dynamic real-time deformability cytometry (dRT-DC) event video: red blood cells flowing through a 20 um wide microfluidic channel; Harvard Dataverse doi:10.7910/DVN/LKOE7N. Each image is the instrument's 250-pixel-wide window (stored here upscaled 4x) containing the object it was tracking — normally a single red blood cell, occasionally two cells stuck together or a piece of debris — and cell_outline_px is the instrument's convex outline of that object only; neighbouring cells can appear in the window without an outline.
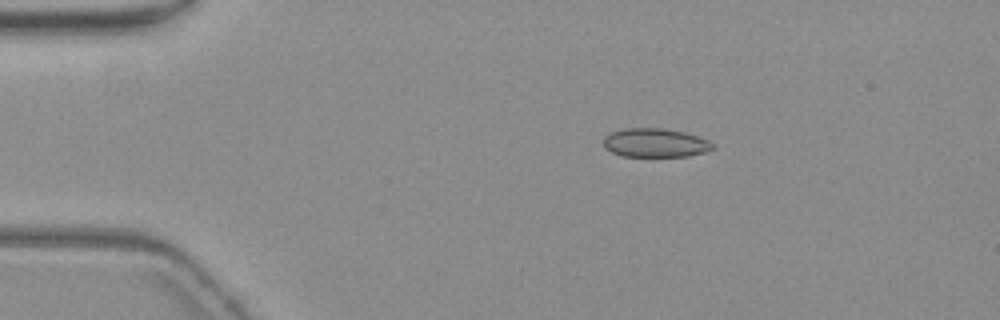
{"species": "common noctule bat (a hibernating species)", "species_latin": "Nyctalus noctula", "temperature_condition": "warm", "stored_images_in_passage": 46, "camera_frame_rate_fps": 3000, "um_per_image_px": 0.085, "animal": {"sex": "female", "body_mass_g": 19.3, "forearm_length_mm": 54.1}, "frame": {"image": 1, "passage_image": 1, "time_ms": 0.0, "image_size_px": [1000, 320], "cell_outline_px": [[712, 148], [704, 152], [688, 156], [620, 156], [604, 148], [604, 136], [612, 132], [624, 128], [664, 128], [684, 132], [708, 140], [712, 144]], "centroid_in_image_um": [55.64, 12.13], "position_along_channel_um": 29.4, "area_um2": 18.21}}
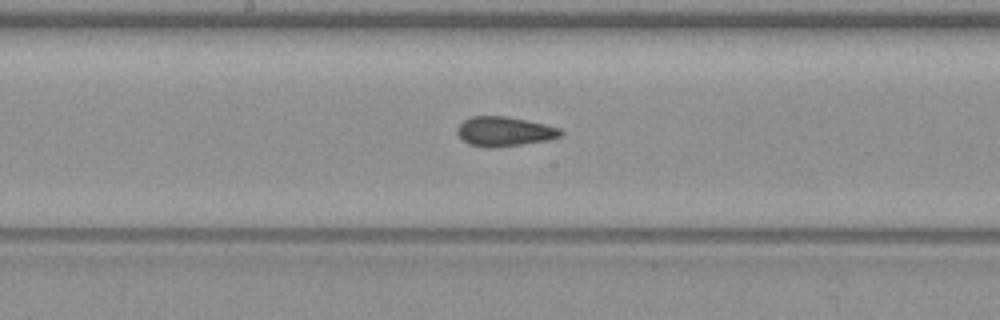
{"frame": {"image": 2, "passage_image": 20, "time_ms": 6.333, "image_size_px": [1000, 320], "cell_outline_px": [[564, 136], [548, 140], [492, 148], [488, 148], [468, 144], [456, 132], [456, 128], [464, 120], [472, 116], [504, 116], [544, 124], [560, 128], [564, 132]], "centroid_in_image_um": [42.88, 11.18], "position_along_channel_um": 205.3, "area_um2": 17.74}}
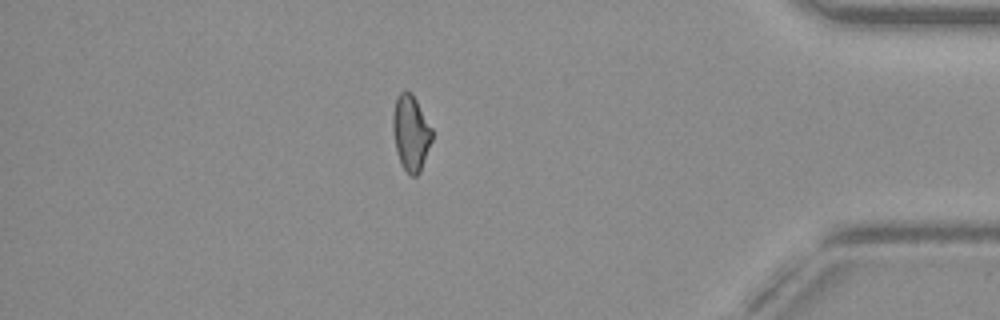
{"frame": {"image": 3, "passage_image": 39, "time_ms": 12.667, "image_size_px": [1000, 320], "cell_outline_px": [[432, 140], [420, 172], [416, 176], [412, 176], [400, 164], [396, 148], [392, 128], [392, 112], [396, 100], [400, 92], [404, 88], [412, 92], [432, 128]], "centroid_in_image_um": [34.91, 11.25], "position_along_channel_um": 400.3, "area_um2": 17.34}, "authors_computed_cell_mechanics": {"area_um2": 17.8313, "velocity_mm_per_s": 3.7021, "shape_relaxation_time_tau1_ms": 11.3485, "shape_relaxation_time_tau2_ms": 2.0075, "deformation_change_tau1": 0.157, "deformation_change_tau2": 0.0656}}